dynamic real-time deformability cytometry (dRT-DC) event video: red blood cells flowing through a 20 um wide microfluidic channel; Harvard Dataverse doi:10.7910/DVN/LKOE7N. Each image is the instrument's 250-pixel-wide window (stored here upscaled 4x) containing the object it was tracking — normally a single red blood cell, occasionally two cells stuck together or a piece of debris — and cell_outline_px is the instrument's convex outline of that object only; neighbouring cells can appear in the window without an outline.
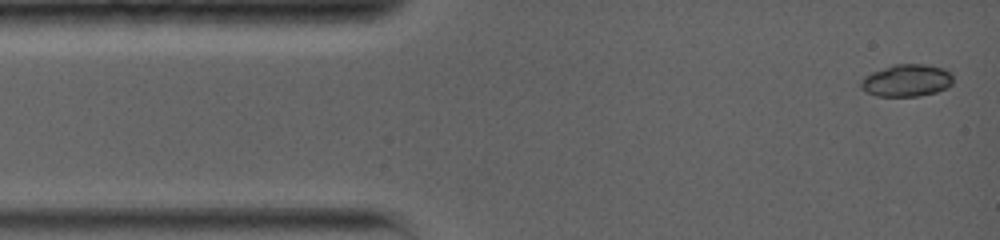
{"species": "common noctule bat (a hibernating species)", "species_latin": "Nyctalus noctula", "temperature_condition": "warm", "stored_images_in_passage": 9, "camera_frame_rate_fps": 5000, "um_per_image_px": 0.085, "animal": {"sex": "female", "body_mass_g": 19.0, "forearm_length_mm": 56.7}, "frame": {"image": 1, "passage_image": 1, "time_ms": 0.0, "image_size_px": [1000, 240], "cell_outline_px": [[952, 84], [936, 92], [920, 96], [876, 96], [860, 88], [860, 80], [864, 76], [872, 72], [892, 64], [924, 64], [944, 68], [952, 72]], "centroid_in_image_um": [77.05, 6.83], "position_along_channel_um": 7.9, "area_um2": 17.46}}
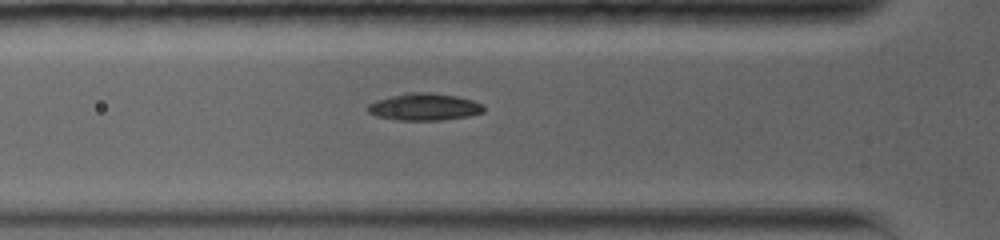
{"frame": {"image": 2, "passage_image": 6, "time_ms": 4.0, "image_size_px": [1000, 240], "cell_outline_px": [[484, 112], [468, 116], [440, 120], [396, 120], [376, 116], [368, 112], [368, 104], [376, 100], [404, 92], [428, 92], [456, 96], [472, 100], [484, 104]], "centroid_in_image_um": [36.05, 9.08], "position_along_channel_um": 89.7, "area_um2": 18.38}}
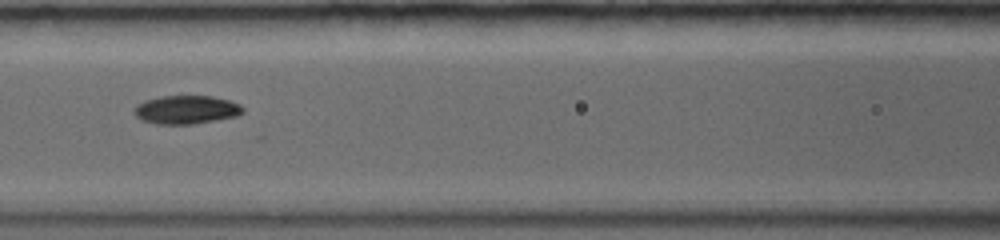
{"frame": {"image": 3, "passage_image": 8, "time_ms": 5.6, "image_size_px": [1000, 240], "cell_outline_px": [[244, 112], [236, 116], [216, 120], [192, 124], [156, 124], [140, 120], [132, 112], [136, 104], [144, 100], [160, 96], [212, 96], [228, 100], [240, 104], [244, 108]], "centroid_in_image_um": [15.79, 9.32], "position_along_channel_um": 150.8, "area_um2": 18.21}}